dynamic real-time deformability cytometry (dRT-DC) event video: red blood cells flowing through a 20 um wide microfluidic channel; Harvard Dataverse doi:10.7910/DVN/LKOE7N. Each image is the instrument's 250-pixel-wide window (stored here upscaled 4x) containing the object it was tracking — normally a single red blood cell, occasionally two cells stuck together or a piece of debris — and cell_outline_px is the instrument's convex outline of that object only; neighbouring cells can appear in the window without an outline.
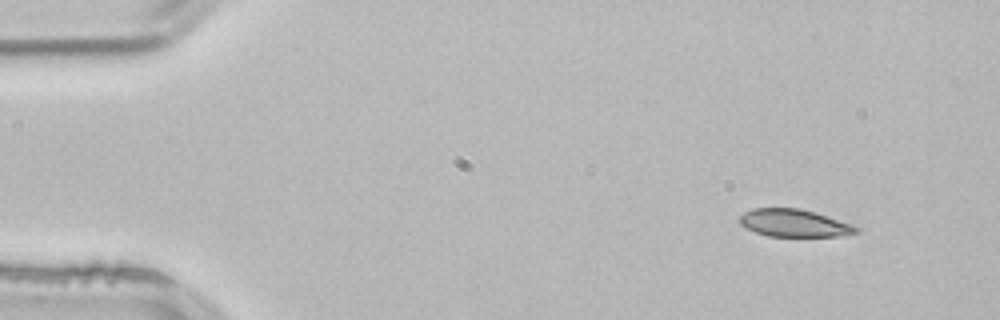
{"species": "common noctule bat (a hibernating species)", "species_latin": "Nyctalus noctula", "temperature_condition": "room temperature", "stored_images_in_passage": 3, "camera_frame_rate_fps": 3000, "um_per_image_px": 0.085, "animal": {"sex": "male", "body_mass_g": 21.5, "forearm_length_mm": 52.0}, "frame": {"image": 1, "passage_image": 1, "time_ms": 0.0, "image_size_px": [1000, 320], "cell_outline_px": [[860, 232], [836, 236], [768, 236], [744, 228], [740, 224], [740, 216], [744, 212], [752, 208], [800, 208], [852, 224], [860, 228]], "centroid_in_image_um": [67.48, 18.96], "position_along_channel_um": 17.5, "area_um2": 18.61}}
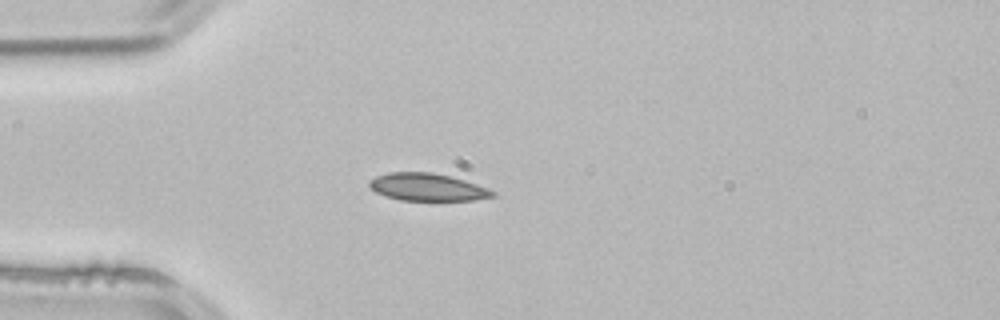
{"frame": {"image": 2, "passage_image": 3, "time_ms": 0.667, "image_size_px": [1000, 320], "cell_outline_px": [[496, 196], [472, 200], [400, 200], [376, 192], [368, 184], [368, 180], [376, 176], [388, 172], [432, 172], [452, 176], [488, 188], [496, 192]], "centroid_in_image_um": [36.34, 15.89], "position_along_channel_um": 48.7, "area_um2": 19.71}}